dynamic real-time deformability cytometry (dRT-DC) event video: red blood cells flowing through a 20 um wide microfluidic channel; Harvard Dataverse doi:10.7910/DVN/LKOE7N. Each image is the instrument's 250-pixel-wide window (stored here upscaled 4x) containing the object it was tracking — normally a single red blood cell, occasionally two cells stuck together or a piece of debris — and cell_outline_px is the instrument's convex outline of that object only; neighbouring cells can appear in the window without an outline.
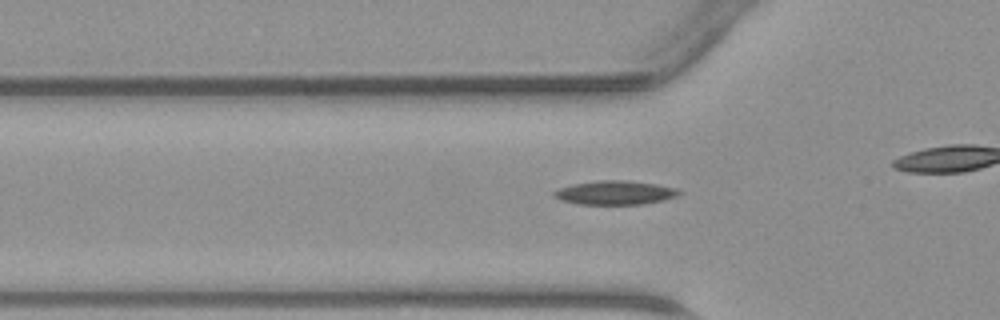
{"species": "common noctule bat (a hibernating species)", "species_latin": "Nyctalus noctula", "temperature_condition": "warm", "stored_images_in_passage": 35, "camera_frame_rate_fps": 3000, "um_per_image_px": 0.085, "animal": {"sex": "male", "body_mass_g": 23.1, "forearm_length_mm": 52.7}, "frame": {"image": 1, "passage_image": 14, "time_ms": 4.333, "image_size_px": [1000, 320], "cell_outline_px": [[684, 192], [676, 196], [664, 200], [640, 204], [576, 204], [560, 200], [552, 196], [552, 192], [560, 188], [572, 184], [600, 180], [628, 180], [656, 184], [676, 188]], "centroid_in_image_um": [52.26, 16.37], "position_along_channel_um": 73.5, "area_um2": 17.51}}
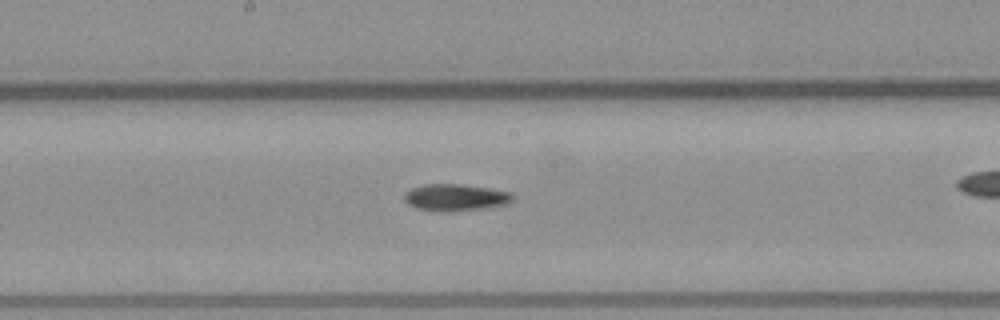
{"frame": {"image": 2, "passage_image": 23, "time_ms": 7.333, "image_size_px": [1000, 320], "cell_outline_px": [[516, 196], [512, 200], [504, 204], [476, 208], [440, 212], [416, 208], [408, 204], [404, 200], [404, 196], [412, 188], [424, 184], [460, 184], [488, 188], [512, 192]], "centroid_in_image_um": [38.69, 16.76], "position_along_channel_um": 209.5, "area_um2": 16.59}}
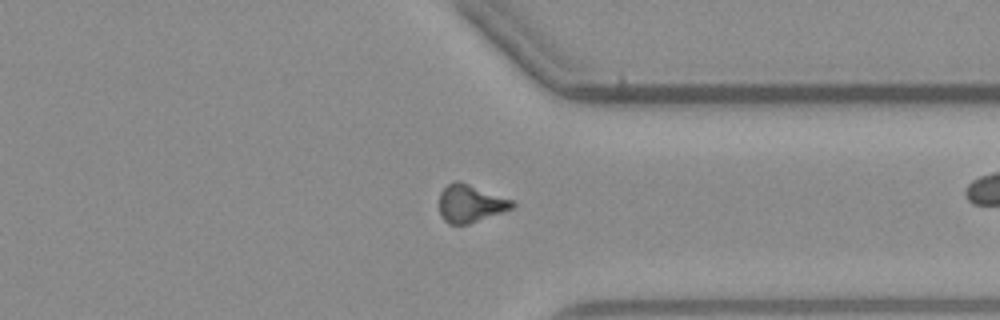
{"frame": {"image": 3, "passage_image": 34, "time_ms": 11.0, "image_size_px": [1000, 320], "cell_outline_px": [[516, 204], [512, 208], [468, 224], [448, 224], [444, 220], [440, 212], [440, 192], [448, 184], [456, 180], [460, 180], [516, 200]], "centroid_in_image_um": [40.02, 17.27], "position_along_channel_um": 371.4, "area_um2": 16.18}}